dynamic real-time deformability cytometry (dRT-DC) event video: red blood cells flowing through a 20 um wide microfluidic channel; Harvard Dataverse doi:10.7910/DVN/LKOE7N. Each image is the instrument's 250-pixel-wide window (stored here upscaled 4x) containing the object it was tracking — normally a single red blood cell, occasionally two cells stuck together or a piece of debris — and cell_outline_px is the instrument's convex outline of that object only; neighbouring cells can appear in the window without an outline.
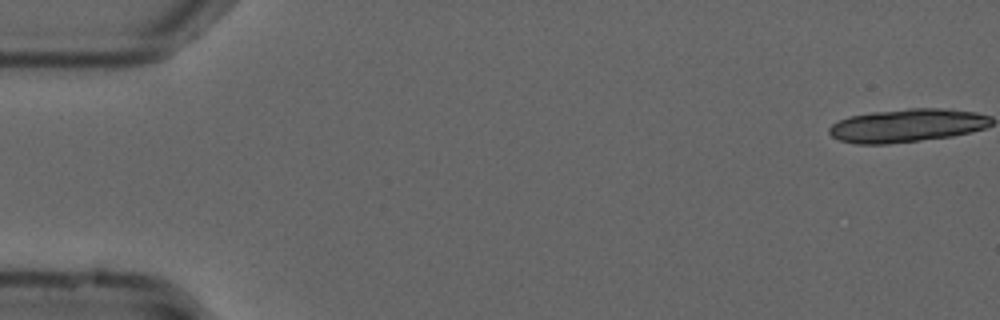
{"species": "common noctule bat (a hibernating species)", "species_latin": "Nyctalus noctula", "temperature_condition": "cold", "stored_images_in_passage": 13, "camera_frame_rate_fps": 3000, "um_per_image_px": 0.085, "animal": {"sex": "male", "forearm_length_mm": 52.5}, "frame": {"image": 1, "passage_image": 1, "time_ms": 0.0, "image_size_px": [1000, 320], "cell_outline_px": [[984, 120], [976, 128], [960, 132], [940, 136], [908, 140], [848, 140], [848, 120], [860, 116], [900, 112], [952, 112], [980, 116]], "centroid_in_image_um": [77.36, 10.67], "position_along_channel_um": 7.6, "area_um2": 22.43}}